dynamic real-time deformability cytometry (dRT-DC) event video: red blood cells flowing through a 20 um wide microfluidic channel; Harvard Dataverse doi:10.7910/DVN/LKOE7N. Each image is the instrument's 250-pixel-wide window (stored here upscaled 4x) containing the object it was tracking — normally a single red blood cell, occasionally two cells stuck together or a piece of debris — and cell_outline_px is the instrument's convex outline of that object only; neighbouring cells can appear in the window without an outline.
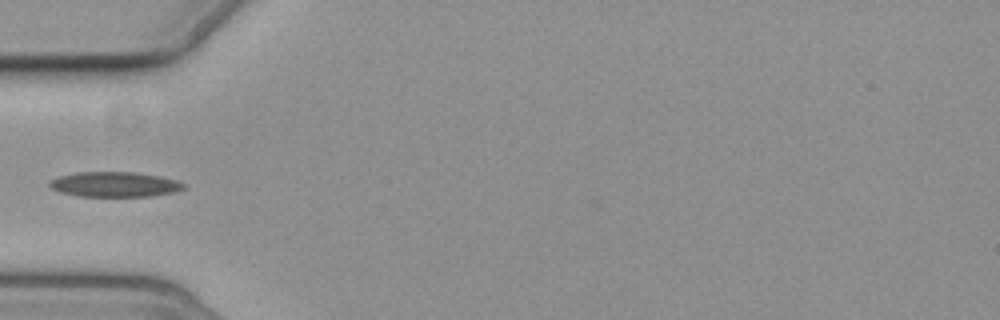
{"species": "common noctule bat (a hibernating species)", "species_latin": "Nyctalus noctula", "temperature_condition": "cold", "stored_images_in_passage": 3, "camera_frame_rate_fps": 3000, "um_per_image_px": 0.085, "animal": {"sex": "female", "body_mass_g": 19.3, "forearm_length_mm": 54.1}, "frame": {"image": 1, "passage_image": 3, "time_ms": 2.667, "image_size_px": [1000, 320], "cell_outline_px": [[188, 188], [176, 192], [152, 196], [80, 196], [60, 192], [52, 188], [48, 184], [48, 180], [56, 176], [76, 172], [136, 172], [160, 176], [176, 180], [188, 184]], "centroid_in_image_um": [9.78, 15.66], "position_along_channel_um": 75.2, "area_um2": 19.94}}